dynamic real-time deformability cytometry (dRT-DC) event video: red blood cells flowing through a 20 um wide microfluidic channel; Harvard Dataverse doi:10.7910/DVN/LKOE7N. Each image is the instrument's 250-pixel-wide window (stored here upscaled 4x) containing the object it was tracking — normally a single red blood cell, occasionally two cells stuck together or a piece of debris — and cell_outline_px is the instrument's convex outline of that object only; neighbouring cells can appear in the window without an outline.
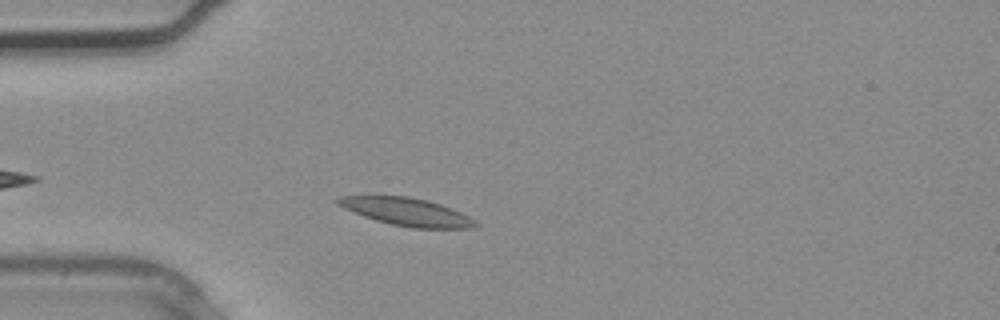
{"species": "common noctule bat (a hibernating species)", "species_latin": "Nyctalus noctula", "temperature_condition": "warm", "stored_images_in_passage": 2, "camera_frame_rate_fps": 3000, "um_per_image_px": 0.085, "animal": {"sex": "male", "body_mass_g": 20.4}, "frame": {"image": 1, "passage_image": 2, "time_ms": 0.333, "image_size_px": [1000, 320], "cell_outline_px": [[480, 224], [476, 228], [412, 228], [392, 224], [376, 220], [364, 216], [344, 208], [336, 204], [336, 200], [340, 196], [408, 196], [428, 200], [452, 208], [468, 216]], "centroid_in_image_um": [34.6, 18.0], "position_along_channel_um": 50.4, "area_um2": 22.14}}